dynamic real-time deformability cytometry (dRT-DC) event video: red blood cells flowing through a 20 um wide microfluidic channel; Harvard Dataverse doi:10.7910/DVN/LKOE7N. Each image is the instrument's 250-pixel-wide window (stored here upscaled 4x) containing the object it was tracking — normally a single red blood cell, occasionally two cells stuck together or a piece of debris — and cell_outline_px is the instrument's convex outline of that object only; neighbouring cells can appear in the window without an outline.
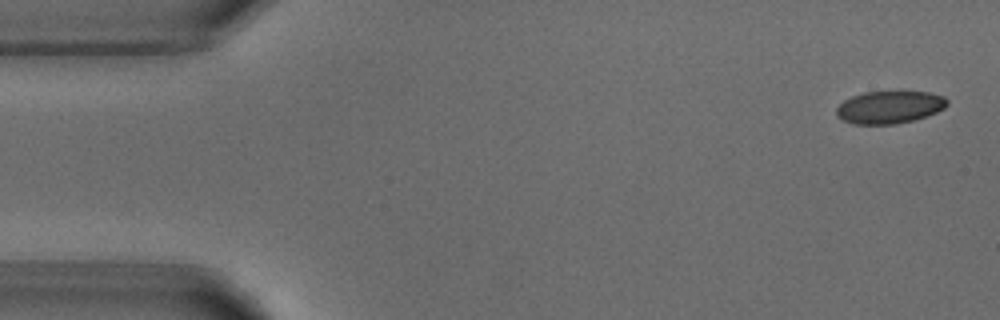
{"species": "common noctule bat (a hibernating species)", "species_latin": "Nyctalus noctula", "temperature_condition": "warm", "stored_images_in_passage": 4, "camera_frame_rate_fps": 3000, "um_per_image_px": 0.085, "animal": {"sex": "male", "body_mass_g": 18.8}, "frame": {"image": 1, "passage_image": 1, "time_ms": 0.0, "image_size_px": [1000, 320], "cell_outline_px": [[948, 104], [944, 108], [936, 112], [912, 120], [896, 124], [852, 124], [836, 116], [836, 108], [844, 100], [852, 96], [864, 92], [900, 88], [928, 92], [944, 96], [948, 100]], "centroid_in_image_um": [75.62, 9.05], "position_along_channel_um": 9.4, "area_um2": 21.79}}